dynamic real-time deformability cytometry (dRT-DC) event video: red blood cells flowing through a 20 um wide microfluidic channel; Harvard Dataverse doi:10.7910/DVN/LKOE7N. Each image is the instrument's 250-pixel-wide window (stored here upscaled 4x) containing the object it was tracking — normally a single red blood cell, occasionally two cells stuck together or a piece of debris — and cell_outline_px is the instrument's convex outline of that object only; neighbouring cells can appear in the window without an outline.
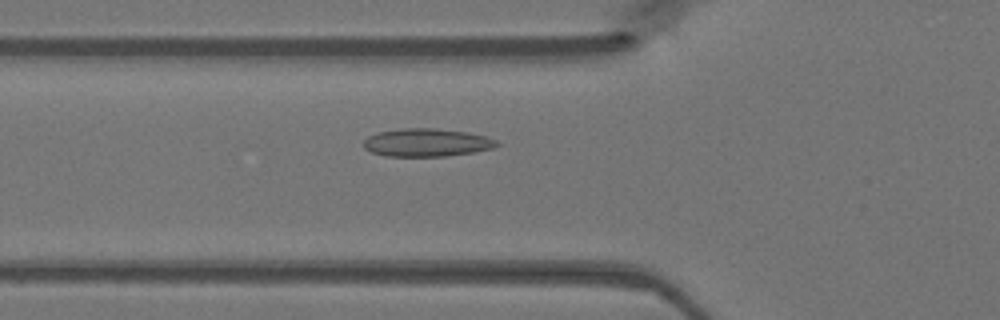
{"species": "Egyptian fruit bat (a non-hibernating species)", "species_latin": "Rousettus aegyptiacus", "temperature_condition": "warm", "stored_images_in_passage": 36, "camera_frame_rate_fps": 3000, "um_per_image_px": 0.085, "animal": {"sex": "female"}, "frame": {"image": 1, "passage_image": 11, "time_ms": 3.333, "image_size_px": [1000, 320], "cell_outline_px": [[500, 144], [492, 148], [472, 152], [444, 156], [384, 156], [372, 152], [364, 148], [364, 140], [368, 136], [380, 132], [404, 128], [436, 128], [468, 132], [484, 136], [496, 140]], "centroid_in_image_um": [36.26, 12.11], "position_along_channel_um": 89.5, "area_um2": 21.56}}
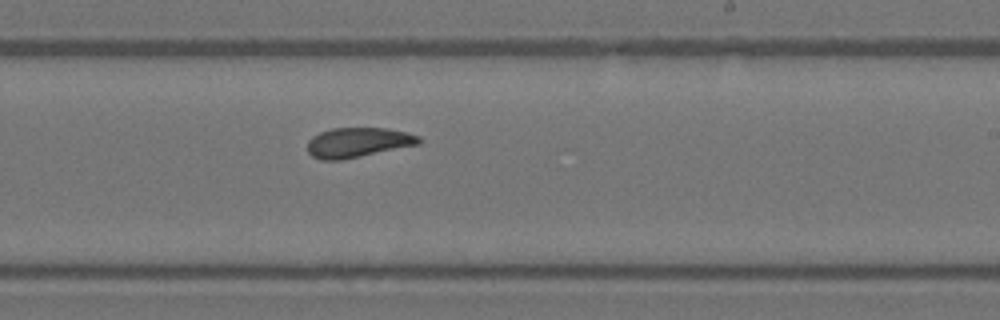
{"frame": {"image": 2, "passage_image": 23, "time_ms": 7.333, "image_size_px": [1000, 320], "cell_outline_px": [[420, 144], [340, 160], [320, 160], [312, 156], [308, 152], [308, 140], [312, 136], [320, 132], [332, 128], [388, 128], [408, 132], [420, 136]], "centroid_in_image_um": [30.42, 12.1], "position_along_channel_um": 258.6, "area_um2": 19.36}}
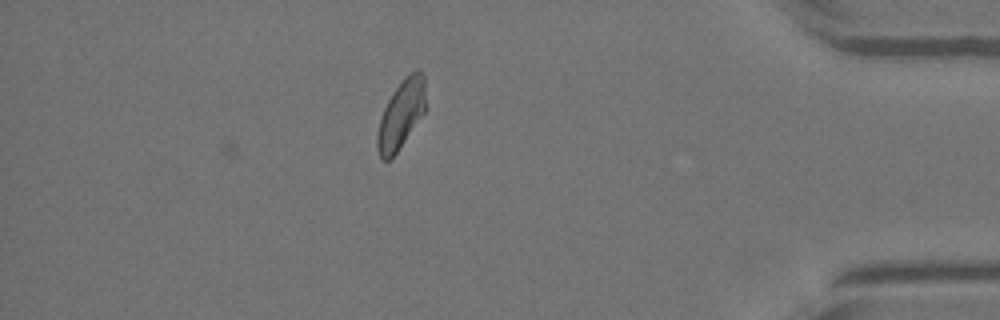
{"frame": {"image": 3, "passage_image": 36, "time_ms": 11.667, "image_size_px": [1000, 320], "cell_outline_px": [[424, 112], [396, 152], [388, 160], [380, 160], [376, 148], [376, 136], [380, 120], [384, 108], [392, 92], [404, 76], [412, 72], [420, 72], [424, 76]], "centroid_in_image_um": [34.04, 9.74], "position_along_channel_um": 401.2, "area_um2": 18.79}}